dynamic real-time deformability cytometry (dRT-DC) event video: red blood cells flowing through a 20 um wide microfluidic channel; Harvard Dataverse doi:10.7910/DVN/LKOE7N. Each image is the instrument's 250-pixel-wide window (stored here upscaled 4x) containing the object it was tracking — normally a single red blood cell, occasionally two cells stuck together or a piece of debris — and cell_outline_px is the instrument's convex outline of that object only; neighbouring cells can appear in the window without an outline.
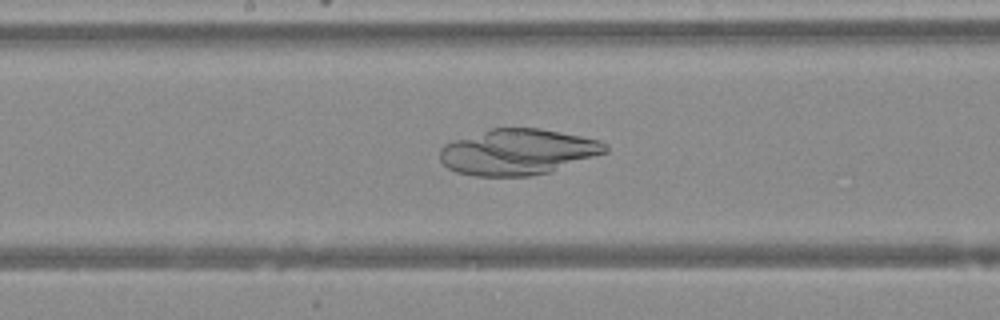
{"species": "Egyptian fruit bat (a non-hibernating species)", "species_latin": "Rousettus aegyptiacus", "temperature_condition": "warm", "stored_images_in_passage": 47, "camera_frame_rate_fps": 3000, "um_per_image_px": 0.085, "animal": {"sex": "female"}, "frame": {"image": 1, "passage_image": 25, "time_ms": 8.0, "image_size_px": [1000, 320], "cell_outline_px": [[608, 152], [548, 172], [528, 176], [476, 176], [456, 172], [448, 168], [440, 160], [440, 148], [444, 144], [492, 128], [540, 128], [600, 140], [608, 148]], "centroid_in_image_um": [44.0, 12.92], "position_along_channel_um": 204.2, "area_um2": 43.75}}
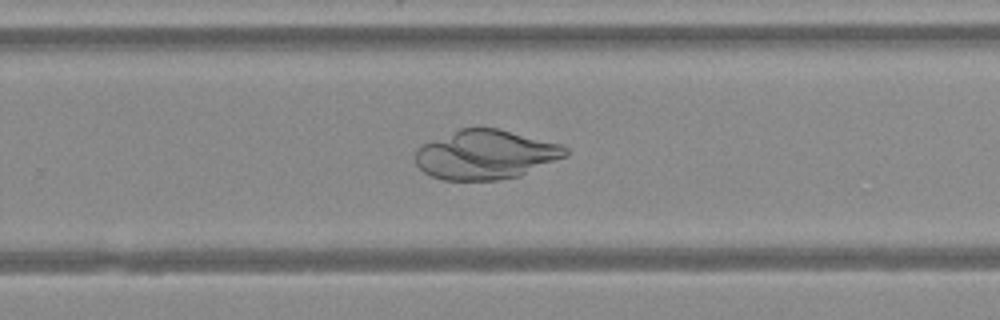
{"frame": {"image": 2, "passage_image": 31, "time_ms": 10.0, "image_size_px": [1000, 320], "cell_outline_px": [[568, 156], [520, 176], [500, 180], [444, 180], [432, 176], [424, 172], [416, 164], [416, 148], [424, 144], [460, 128], [496, 128], [564, 144], [568, 148]], "centroid_in_image_um": [41.34, 13.15], "position_along_channel_um": 288.5, "area_um2": 43.18}}
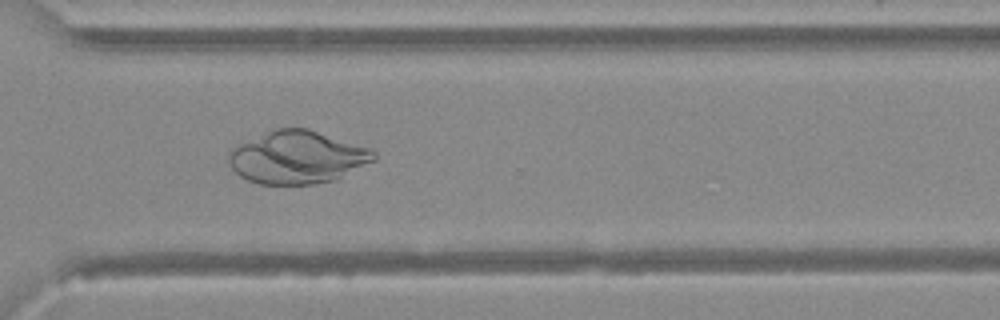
{"frame": {"image": 3, "passage_image": 35, "time_ms": 11.333, "image_size_px": [1000, 320], "cell_outline_px": [[376, 160], [336, 180], [316, 184], [260, 184], [248, 180], [240, 176], [232, 168], [228, 160], [228, 152], [232, 148], [240, 144], [276, 128], [308, 128], [372, 148], [376, 152]], "centroid_in_image_um": [25.33, 13.38], "position_along_channel_um": 345.3, "area_um2": 44.74}}